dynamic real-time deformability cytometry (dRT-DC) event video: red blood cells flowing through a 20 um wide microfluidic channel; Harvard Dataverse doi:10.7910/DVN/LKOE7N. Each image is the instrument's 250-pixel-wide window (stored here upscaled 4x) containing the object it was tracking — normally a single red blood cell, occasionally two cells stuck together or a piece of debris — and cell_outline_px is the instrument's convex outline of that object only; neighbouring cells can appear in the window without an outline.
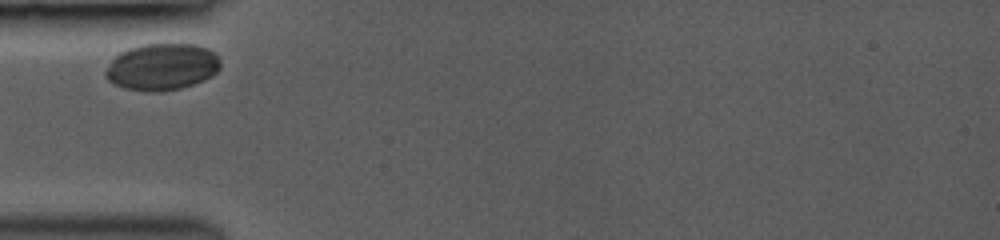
{"species": "common noctule bat (a hibernating species)", "species_latin": "Nyctalus noctula", "temperature_condition": "room temperature", "stored_images_in_passage": 5, "camera_frame_rate_fps": 3000, "um_per_image_px": 0.085, "animal": {"sex": "female", "body_mass_g": 19.0, "forearm_length_mm": 53.3}, "frame": {"image": 1, "passage_image": 1, "time_ms": 0.0, "image_size_px": [1000, 240], "cell_outline_px": [[220, 68], [212, 76], [204, 80], [180, 88], [160, 92], [148, 92], [124, 88], [108, 80], [104, 76], [104, 72], [112, 60], [120, 52], [128, 48], [144, 44], [196, 44], [208, 48], [216, 52], [220, 60]], "centroid_in_image_um": [13.79, 5.68], "position_along_channel_um": 71.2, "area_um2": 31.5}}
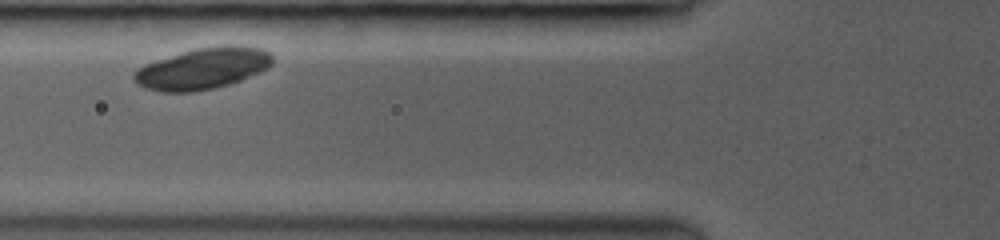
{"frame": {"image": 2, "passage_image": 2, "time_ms": 1.0, "image_size_px": [1000, 240], "cell_outline_px": [[272, 64], [268, 68], [260, 72], [240, 80], [228, 84], [196, 92], [160, 92], [144, 88], [136, 84], [132, 80], [132, 76], [136, 68], [144, 64], [192, 48], [220, 44], [240, 44], [264, 48], [272, 52]], "centroid_in_image_um": [17.23, 5.79], "position_along_channel_um": 108.6, "area_um2": 34.22}}